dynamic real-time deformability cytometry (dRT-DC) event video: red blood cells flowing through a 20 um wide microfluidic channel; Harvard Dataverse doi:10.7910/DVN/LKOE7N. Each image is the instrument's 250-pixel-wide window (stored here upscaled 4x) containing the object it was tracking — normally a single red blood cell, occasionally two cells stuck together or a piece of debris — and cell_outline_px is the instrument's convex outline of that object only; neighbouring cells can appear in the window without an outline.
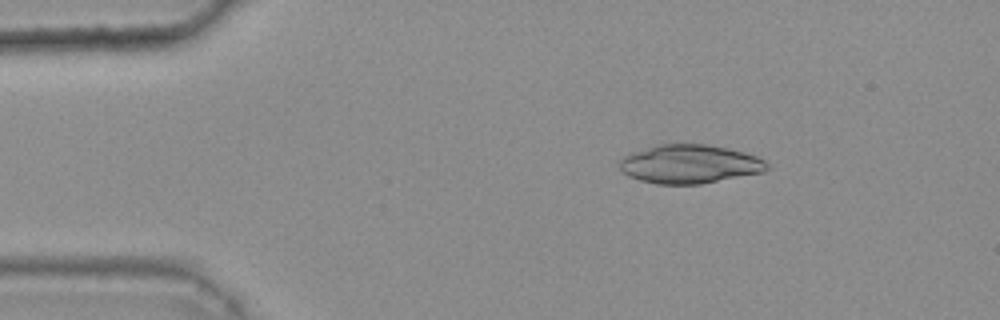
{"species": "common noctule bat (a hibernating species)", "species_latin": "Nyctalus noctula", "temperature_condition": "warm", "stored_images_in_passage": 45, "camera_frame_rate_fps": 3000, "um_per_image_px": 0.085, "animal": {"sex": "female", "body_mass_g": 25.1}, "frame": {"image": 1, "passage_image": 8, "time_ms": 2.333, "image_size_px": [1000, 320], "cell_outline_px": [[772, 168], [764, 172], [700, 184], [656, 184], [640, 180], [628, 176], [616, 164], [624, 156], [632, 152], [656, 144], [704, 144], [728, 148], [744, 152], [756, 156], [764, 160]], "centroid_in_image_um": [58.62, 13.94], "position_along_channel_um": 26.4, "area_um2": 33.47}}